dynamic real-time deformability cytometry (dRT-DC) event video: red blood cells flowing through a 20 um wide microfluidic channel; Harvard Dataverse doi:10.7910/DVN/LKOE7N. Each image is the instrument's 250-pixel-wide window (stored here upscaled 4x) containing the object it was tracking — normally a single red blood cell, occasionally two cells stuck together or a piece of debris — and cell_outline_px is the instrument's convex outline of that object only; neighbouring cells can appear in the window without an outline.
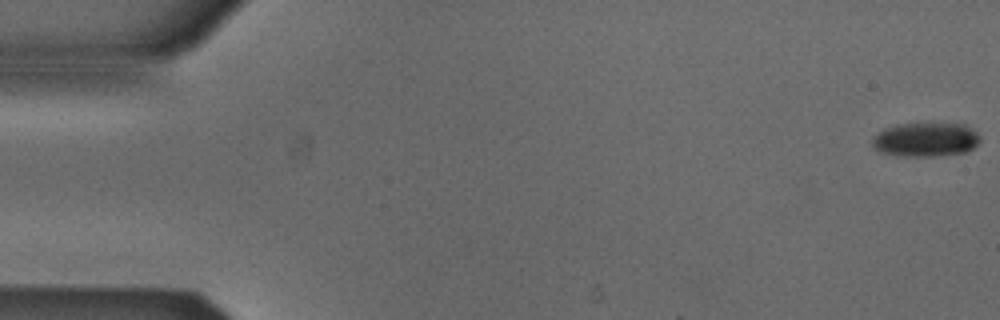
{"species": "Egyptian fruit bat (a non-hibernating species)", "species_latin": "Rousettus aegyptiacus", "temperature_condition": "cold", "stored_images_in_passage": 10, "camera_frame_rate_fps": 3000, "um_per_image_px": 0.085, "animal": {"sex": "male"}, "frame": {"image": 1, "passage_image": 1, "time_ms": 0.0, "image_size_px": [1000, 320], "cell_outline_px": [[980, 140], [968, 152], [940, 156], [896, 156], [880, 152], [872, 144], [872, 140], [884, 128], [896, 124], [964, 124], [976, 132], [980, 136]], "centroid_in_image_um": [78.69, 11.88], "position_along_channel_um": 6.3, "area_um2": 21.33}}